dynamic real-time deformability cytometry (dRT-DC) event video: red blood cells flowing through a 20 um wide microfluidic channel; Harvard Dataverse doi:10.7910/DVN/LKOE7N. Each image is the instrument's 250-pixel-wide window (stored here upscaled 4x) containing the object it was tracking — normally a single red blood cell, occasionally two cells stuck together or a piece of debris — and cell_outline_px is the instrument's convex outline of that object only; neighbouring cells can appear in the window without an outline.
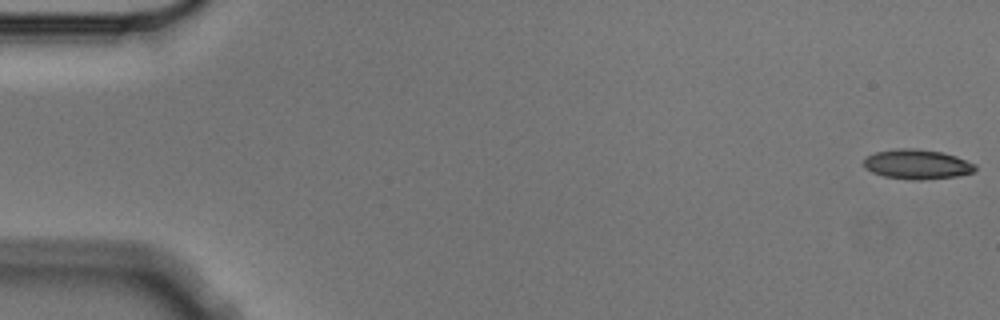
{"species": "Egyptian fruit bat (a non-hibernating species)", "species_latin": "Rousettus aegyptiacus", "temperature_condition": "cold", "stored_images_in_passage": 3, "camera_frame_rate_fps": 3000, "um_per_image_px": 0.085, "animal": {"sex": "male"}, "frame": {"image": 1, "passage_image": 1, "time_ms": 0.0, "image_size_px": [1000, 320], "cell_outline_px": [[976, 168], [972, 172], [956, 176], [920, 180], [912, 180], [884, 176], [872, 172], [864, 168], [864, 160], [868, 156], [876, 152], [900, 148], [916, 148], [940, 152], [956, 156], [976, 164]], "centroid_in_image_um": [77.95, 13.96], "position_along_channel_um": 7.1, "area_um2": 19.13}}